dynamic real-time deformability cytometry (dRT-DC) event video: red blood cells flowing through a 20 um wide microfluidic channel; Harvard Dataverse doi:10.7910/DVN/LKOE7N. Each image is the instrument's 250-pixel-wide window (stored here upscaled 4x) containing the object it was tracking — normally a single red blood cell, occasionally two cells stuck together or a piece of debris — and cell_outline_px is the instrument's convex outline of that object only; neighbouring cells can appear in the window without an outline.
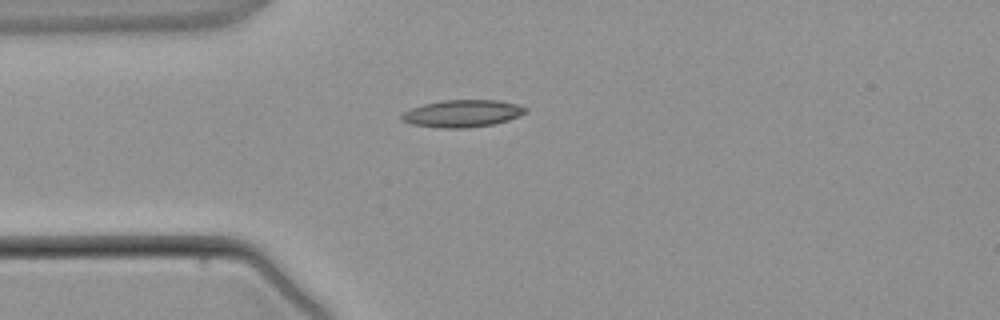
{"species": "common noctule bat (a hibernating species)", "species_latin": "Nyctalus noctula", "temperature_condition": "warm", "stored_images_in_passage": 2, "camera_frame_rate_fps": 3000, "um_per_image_px": 0.085, "animal": {"sex": "male", "body_mass_g": 21.5, "forearm_length_mm": 52.0}, "frame": {"image": 1, "passage_image": 2, "time_ms": 2.333, "image_size_px": [1000, 320], "cell_outline_px": [[528, 112], [520, 116], [508, 120], [492, 124], [464, 128], [436, 128], [412, 124], [400, 120], [400, 116], [404, 112], [412, 108], [424, 104], [444, 100], [500, 100], [516, 104], [528, 108]], "centroid_in_image_um": [39.31, 9.65], "position_along_channel_um": 45.7, "area_um2": 19.71}}